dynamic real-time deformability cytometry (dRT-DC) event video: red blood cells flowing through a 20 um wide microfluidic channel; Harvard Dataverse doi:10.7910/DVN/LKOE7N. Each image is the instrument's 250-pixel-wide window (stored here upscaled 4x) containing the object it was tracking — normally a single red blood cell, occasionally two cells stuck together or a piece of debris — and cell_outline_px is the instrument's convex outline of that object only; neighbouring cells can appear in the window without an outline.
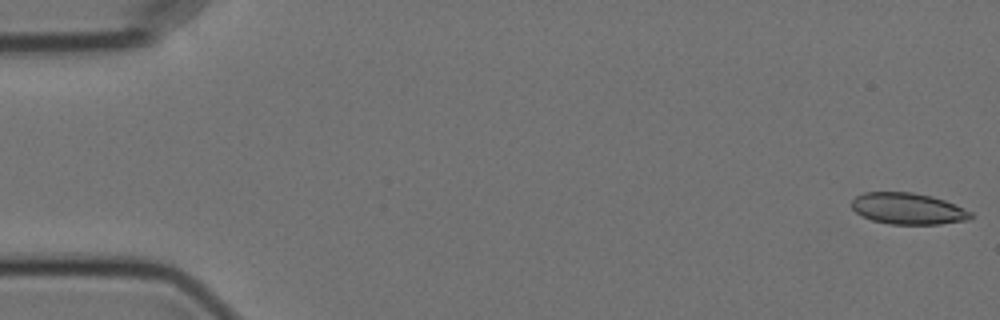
{"species": "Egyptian fruit bat (a non-hibernating species)", "species_latin": "Rousettus aegyptiacus", "temperature_condition": "cold", "stored_images_in_passage": 19, "camera_frame_rate_fps": 3000, "um_per_image_px": 0.085, "animal": {"sex": "female"}, "frame": {"image": 1, "passage_image": 1, "time_ms": 0.0, "image_size_px": [1000, 320], "cell_outline_px": [[972, 216], [968, 220], [940, 224], [892, 224], [872, 220], [856, 212], [852, 208], [852, 200], [856, 196], [864, 192], [912, 192], [932, 196], [944, 200], [964, 208], [972, 212]], "centroid_in_image_um": [77.19, 17.73], "position_along_channel_um": 7.8, "area_um2": 21.68}}
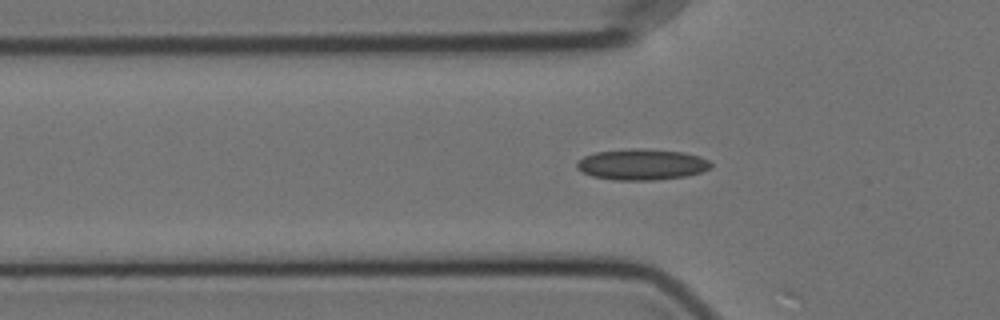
{"frame": {"image": 2, "passage_image": 18, "time_ms": 5.667, "image_size_px": [1000, 320], "cell_outline_px": [[712, 168], [688, 176], [652, 180], [616, 180], [592, 176], [576, 168], [576, 164], [584, 156], [596, 152], [632, 148], [644, 148], [684, 152], [700, 156], [708, 160], [712, 164]], "centroid_in_image_um": [54.59, 13.97], "position_along_channel_um": 71.2, "area_um2": 24.28}}